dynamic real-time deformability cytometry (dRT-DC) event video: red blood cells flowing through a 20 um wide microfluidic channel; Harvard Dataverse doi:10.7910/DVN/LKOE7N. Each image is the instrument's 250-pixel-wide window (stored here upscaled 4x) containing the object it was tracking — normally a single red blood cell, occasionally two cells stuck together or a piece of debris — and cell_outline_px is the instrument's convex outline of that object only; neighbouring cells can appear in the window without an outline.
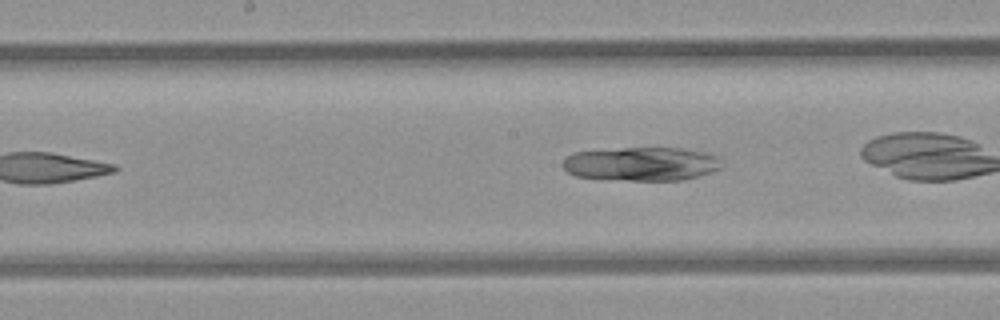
{"species": "common noctule bat (a hibernating species)", "species_latin": "Nyctalus noctula", "temperature_condition": "room temperature", "stored_images_in_passage": 9, "camera_frame_rate_fps": 3000, "um_per_image_px": 0.085, "animal": {"sex": "female", "body_mass_g": 21.9}, "frame": {"image": 1, "passage_image": 7, "time_ms": 2.0, "image_size_px": [1000, 320], "cell_outline_px": [[720, 168], [684, 180], [600, 180], [576, 176], [568, 172], [560, 164], [572, 152], [624, 148], [680, 148], [704, 152], [716, 156]], "centroid_in_image_um": [54.41, 13.94], "position_along_channel_um": 193.8, "area_um2": 31.15}}